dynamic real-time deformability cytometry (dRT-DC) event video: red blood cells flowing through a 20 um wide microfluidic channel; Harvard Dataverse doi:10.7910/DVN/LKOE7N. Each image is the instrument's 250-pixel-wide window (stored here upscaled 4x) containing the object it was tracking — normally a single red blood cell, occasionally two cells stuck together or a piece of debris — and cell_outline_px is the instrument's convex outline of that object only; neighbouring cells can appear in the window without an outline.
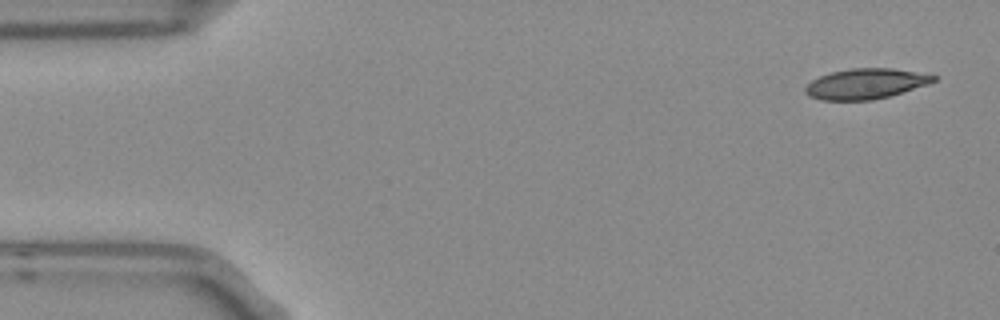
{"species": "Egyptian fruit bat (a non-hibernating species)", "species_latin": "Rousettus aegyptiacus", "temperature_condition": "room temperature", "stored_images_in_passage": 8, "camera_frame_rate_fps": 3000, "um_per_image_px": 0.085, "frame": {"image": 1, "passage_image": 1, "time_ms": 0.0, "image_size_px": [1000, 320], "cell_outline_px": [[936, 80], [928, 84], [888, 96], [872, 100], [820, 100], [808, 96], [804, 92], [804, 88], [812, 80], [820, 76], [832, 72], [852, 68], [892, 68], [936, 76]], "centroid_in_image_um": [73.53, 7.12], "position_along_channel_um": 11.5, "area_um2": 22.43}}
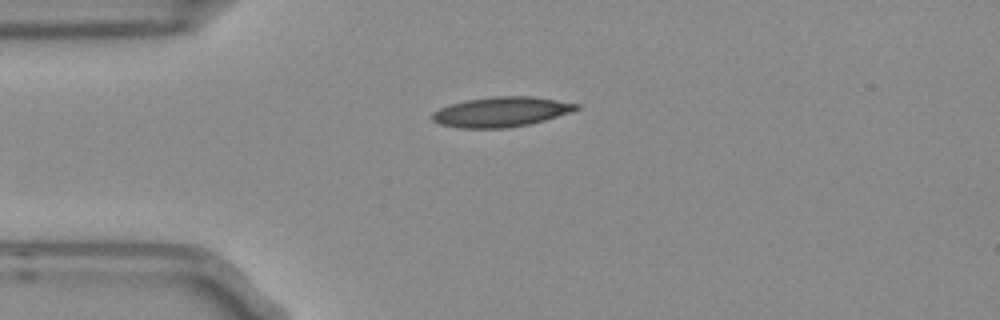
{"frame": {"image": 2, "passage_image": 3, "time_ms": 0.667, "image_size_px": [1000, 320], "cell_outline_px": [[580, 108], [544, 120], [528, 124], [504, 128], [460, 128], [440, 124], [432, 120], [432, 112], [448, 104], [464, 100], [496, 96], [532, 96], [580, 104]], "centroid_in_image_um": [42.55, 9.5], "position_along_channel_um": 42.5, "area_um2": 24.97}}
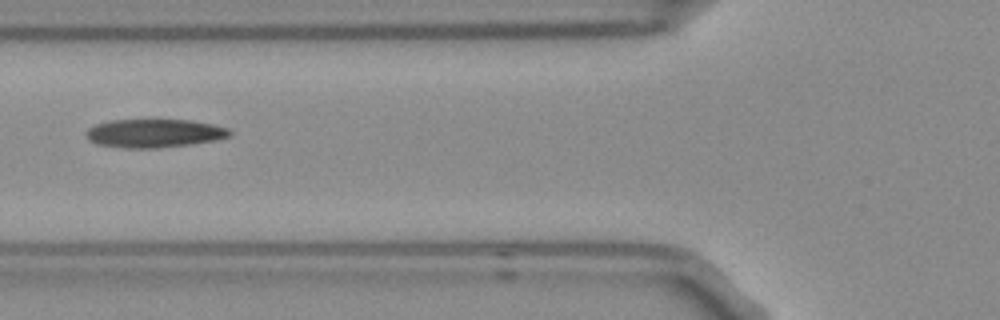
{"frame": {"image": 3, "passage_image": 5, "time_ms": 1.333, "image_size_px": [1000, 320], "cell_outline_px": [[232, 136], [212, 140], [188, 144], [160, 148], [128, 148], [100, 144], [88, 140], [84, 132], [88, 128], [96, 124], [108, 120], [192, 120], [212, 124], [228, 128], [232, 132]], "centroid_in_image_um": [13.1, 11.32], "position_along_channel_um": 112.7, "area_um2": 23.7}}